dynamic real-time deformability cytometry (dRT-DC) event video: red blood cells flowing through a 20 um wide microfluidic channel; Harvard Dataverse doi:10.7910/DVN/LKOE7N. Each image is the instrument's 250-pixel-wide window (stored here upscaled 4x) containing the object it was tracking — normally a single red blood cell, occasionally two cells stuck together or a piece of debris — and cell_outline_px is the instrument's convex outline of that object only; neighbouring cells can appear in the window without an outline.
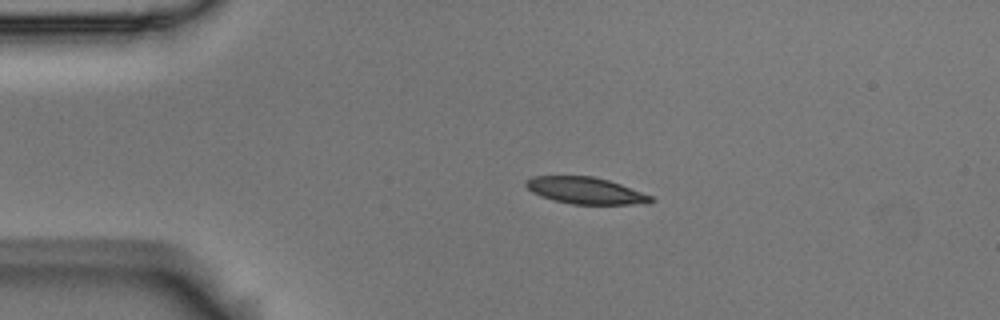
{"species": "Egyptian fruit bat (a non-hibernating species)", "species_latin": "Rousettus aegyptiacus", "temperature_condition": "room temperature", "stored_images_in_passage": 3, "camera_frame_rate_fps": 3000, "um_per_image_px": 0.085, "animal": {"sex": "male"}, "frame": {"image": 1, "passage_image": 2, "time_ms": 0.333, "image_size_px": [1000, 320], "cell_outline_px": [[656, 200], [648, 204], [572, 204], [540, 196], [532, 192], [524, 184], [532, 176], [592, 176], [608, 180], [620, 184], [652, 196]], "centroid_in_image_um": [49.8, 16.2], "position_along_channel_um": 35.2, "area_um2": 19.31}}